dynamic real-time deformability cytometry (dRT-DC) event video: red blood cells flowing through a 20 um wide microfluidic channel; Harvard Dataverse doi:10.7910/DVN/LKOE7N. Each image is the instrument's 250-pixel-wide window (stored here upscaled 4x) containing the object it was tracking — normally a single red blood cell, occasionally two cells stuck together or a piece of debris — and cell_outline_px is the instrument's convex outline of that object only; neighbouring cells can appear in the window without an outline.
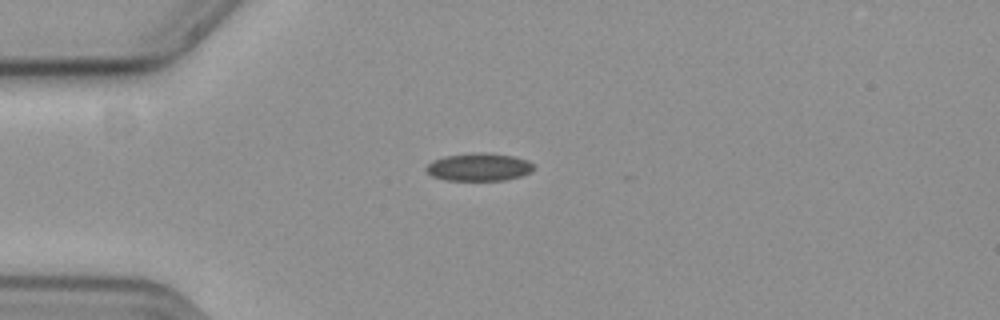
{"species": "common noctule bat (a hibernating species)", "species_latin": "Nyctalus noctula", "temperature_condition": "cold", "stored_images_in_passage": 8, "camera_frame_rate_fps": 3000, "um_per_image_px": 0.085, "animal": {"sex": "female", "body_mass_g": 19.3, "forearm_length_mm": 54.1}, "frame": {"image": 1, "passage_image": 1, "time_ms": 0.0, "image_size_px": [1000, 320], "cell_outline_px": [[536, 168], [532, 172], [520, 176], [504, 180], [448, 180], [432, 176], [424, 168], [432, 160], [444, 156], [512, 156], [528, 160], [536, 164]], "centroid_in_image_um": [40.75, 14.26], "position_along_channel_um": 44.3, "area_um2": 16.47}}
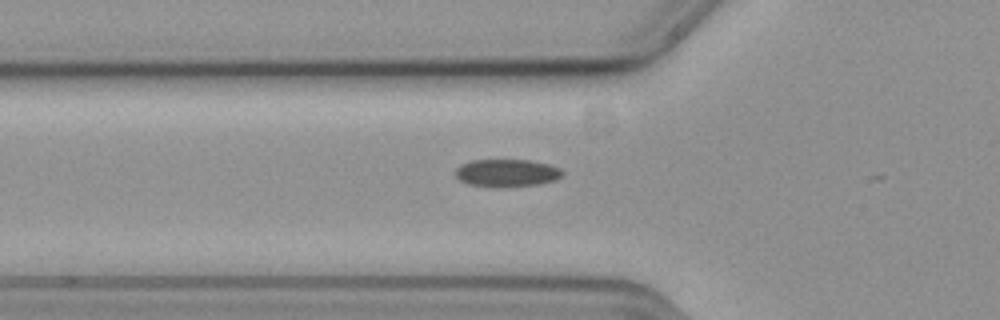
{"frame": {"image": 2, "passage_image": 6, "time_ms": 1.667, "image_size_px": [1000, 320], "cell_outline_px": [[564, 172], [556, 180], [540, 184], [468, 184], [460, 180], [456, 176], [456, 168], [460, 164], [472, 160], [532, 160], [552, 164], [560, 168]], "centroid_in_image_um": [43.13, 14.63], "position_along_channel_um": 82.7, "area_um2": 16.47}}